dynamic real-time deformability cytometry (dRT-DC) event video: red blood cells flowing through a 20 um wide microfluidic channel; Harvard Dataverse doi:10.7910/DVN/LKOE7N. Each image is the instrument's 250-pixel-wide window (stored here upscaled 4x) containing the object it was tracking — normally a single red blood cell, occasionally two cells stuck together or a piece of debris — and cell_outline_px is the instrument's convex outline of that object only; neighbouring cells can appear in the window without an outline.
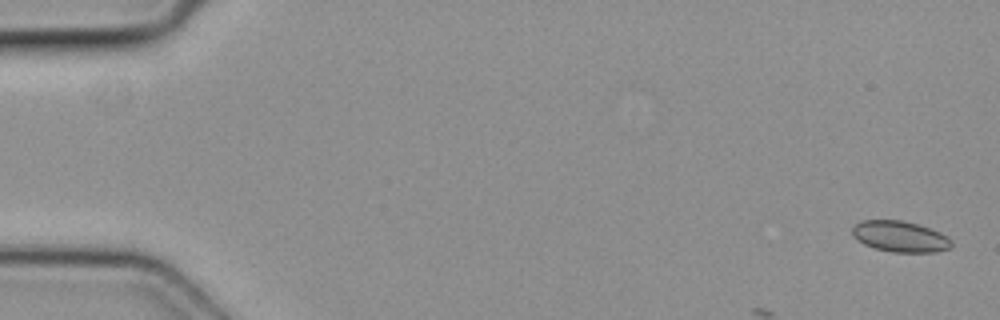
{"species": "common noctule bat (a hibernating species)", "species_latin": "Nyctalus noctula", "temperature_condition": "cold", "stored_images_in_passage": 9, "camera_frame_rate_fps": 3000, "um_per_image_px": 0.085, "animal": {"sex": "female", "body_mass_g": 19.3, "forearm_length_mm": 54.1}, "frame": {"image": 1, "passage_image": 1, "time_ms": 0.0, "image_size_px": [1000, 320], "cell_outline_px": [[952, 248], [936, 252], [892, 252], [876, 248], [864, 244], [852, 232], [852, 228], [856, 224], [864, 220], [900, 220], [916, 224], [940, 232], [948, 236], [952, 240]], "centroid_in_image_um": [76.57, 20.11], "position_along_channel_um": 8.4, "area_um2": 17.69}}
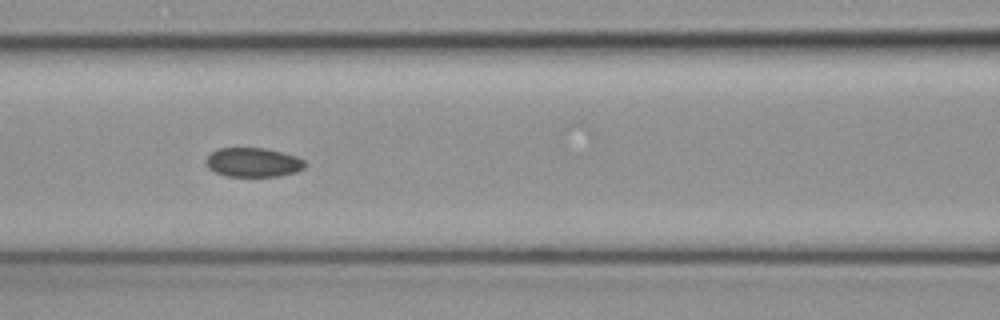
{"frame": {"image": 2, "passage_image": 7, "time_ms": 2.0, "image_size_px": [1000, 320], "cell_outline_px": [[304, 168], [296, 172], [280, 176], [224, 176], [208, 168], [204, 164], [204, 160], [212, 152], [220, 148], [264, 148], [296, 156], [304, 160]], "centroid_in_image_um": [21.48, 13.81], "position_along_channel_um": 145.1, "area_um2": 16.82}}
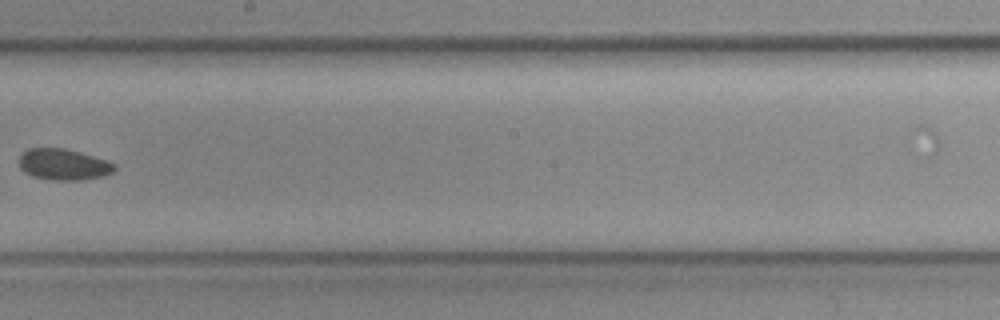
{"frame": {"image": 3, "passage_image": 9, "time_ms": 2.667, "image_size_px": [1000, 320], "cell_outline_px": [[116, 168], [112, 172], [104, 176], [84, 180], [48, 180], [32, 176], [24, 172], [20, 168], [20, 156], [28, 148], [64, 148], [80, 152], [116, 164]], "centroid_in_image_um": [5.39, 13.99], "position_along_channel_um": 242.8, "area_um2": 17.34}}